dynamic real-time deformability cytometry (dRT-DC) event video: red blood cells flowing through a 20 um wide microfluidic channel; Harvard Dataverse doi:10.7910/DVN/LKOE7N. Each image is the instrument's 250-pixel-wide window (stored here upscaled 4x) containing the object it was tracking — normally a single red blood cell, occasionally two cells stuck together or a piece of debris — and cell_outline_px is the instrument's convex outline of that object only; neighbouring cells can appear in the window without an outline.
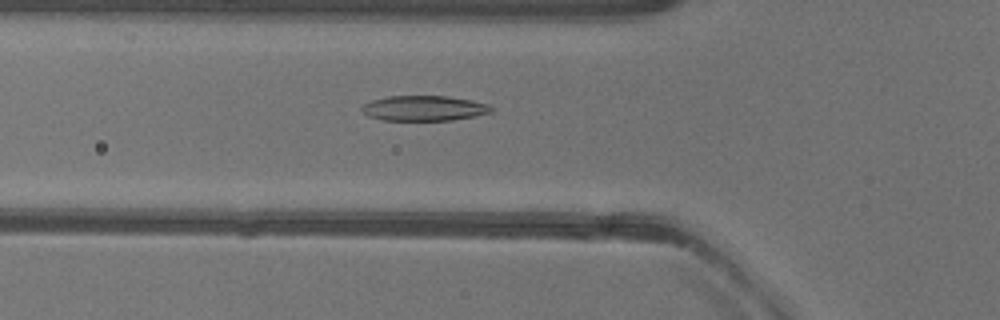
{"species": "common noctule bat (a hibernating species)", "species_latin": "Nyctalus noctula", "temperature_condition": "warm", "stored_images_in_passage": 52, "camera_frame_rate_fps": 3000, "um_per_image_px": 0.085, "animal": {"sex": "female"}, "frame": {"image": 1, "passage_image": 18, "time_ms": 5.667, "image_size_px": [1000, 320], "cell_outline_px": [[492, 112], [452, 120], [384, 120], [368, 116], [360, 108], [364, 104], [372, 100], [388, 96], [448, 96], [472, 100], [488, 104], [492, 108]], "centroid_in_image_um": [36.03, 9.19], "position_along_channel_um": 89.8, "area_um2": 18.84}}
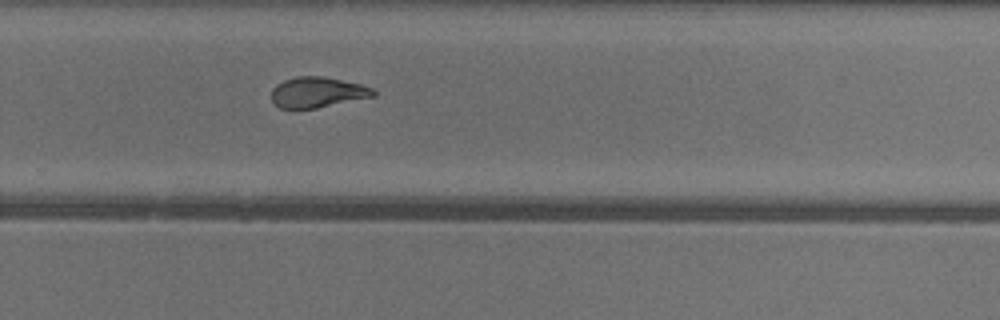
{"frame": {"image": 2, "passage_image": 34, "time_ms": 11.0, "image_size_px": [1000, 320], "cell_outline_px": [[376, 96], [316, 108], [280, 108], [272, 100], [272, 88], [276, 84], [284, 80], [296, 76], [324, 76], [360, 84], [372, 88], [376, 92]], "centroid_in_image_um": [26.99, 7.83], "position_along_channel_um": 302.8, "area_um2": 18.09}}
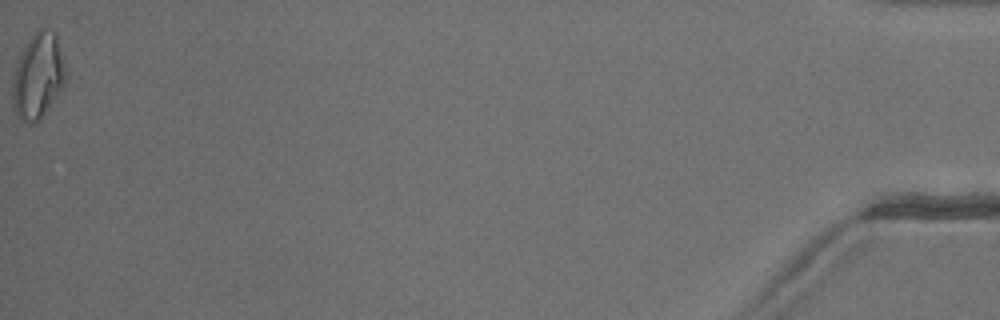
{"frame": {"image": 3, "passage_image": 52, "time_ms": 17.0, "image_size_px": [1000, 320], "cell_outline_px": [[68, 80], [48, 108], [32, 124], [28, 124], [20, 120], [12, 108], [12, 88], [16, 68], [20, 56], [24, 48], [32, 36], [40, 28], [48, 28], [56, 36], [68, 76]], "centroid_in_image_um": [3.25, 6.5], "position_along_channel_um": 432.0, "area_um2": 26.07}, "authors_computed_cell_mechanics": {"area_um2": 19.9121, "velocity_mm_per_s": 3.9944, "shape_relaxation_time_tau1_ms": 3.9841, "shape_relaxation_time_tau2_ms": 1.4055, "deformation_change_tau1": 0.1606, "deformation_change_tau2": 0.0874}}